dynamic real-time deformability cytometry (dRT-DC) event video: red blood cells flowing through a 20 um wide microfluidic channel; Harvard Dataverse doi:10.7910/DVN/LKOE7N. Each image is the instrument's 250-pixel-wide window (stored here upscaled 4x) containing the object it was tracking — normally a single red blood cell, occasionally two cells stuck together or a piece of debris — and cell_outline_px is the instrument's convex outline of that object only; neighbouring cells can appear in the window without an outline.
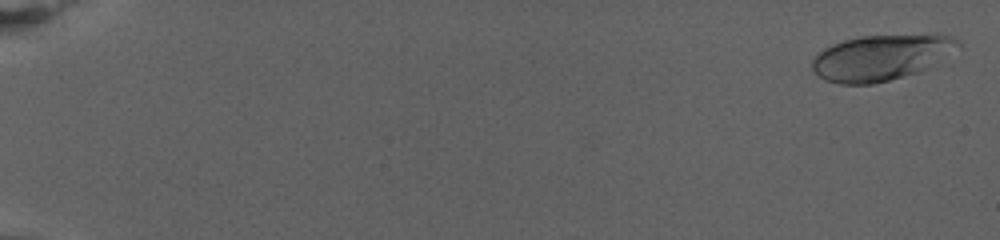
{"species": "human", "species_latin": "Homo sapiens", "temperature_condition": "warm", "stored_images_in_passage": 26, "camera_frame_rate_fps": 3000, "um_per_image_px": 0.085, "donor": {"sex": "female"}, "frame": {"image": 1, "passage_image": 2, "time_ms": 0.333, "image_size_px": [1000, 240], "cell_outline_px": [[960, 44], [928, 68], [916, 72], [888, 80], [872, 84], [840, 84], [824, 80], [812, 68], [812, 56], [824, 48], [832, 44], [844, 40], [860, 36], [952, 36], [960, 40]], "centroid_in_image_um": [74.78, 4.91], "position_along_channel_um": 10.2, "area_um2": 37.86}}
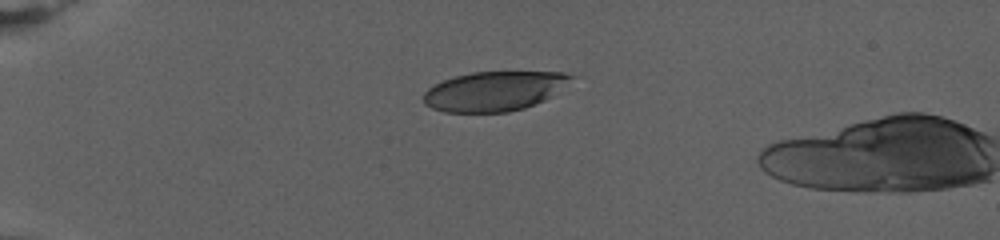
{"frame": {"image": 2, "passage_image": 22, "time_ms": 7.0, "image_size_px": [1000, 240], "cell_outline_px": [[580, 76], [544, 100], [524, 108], [508, 112], [444, 112], [432, 108], [424, 104], [424, 92], [432, 84], [456, 76], [472, 72], [564, 72]], "centroid_in_image_um": [42.04, 7.74], "position_along_channel_um": 43.0, "area_um2": 34.16}}